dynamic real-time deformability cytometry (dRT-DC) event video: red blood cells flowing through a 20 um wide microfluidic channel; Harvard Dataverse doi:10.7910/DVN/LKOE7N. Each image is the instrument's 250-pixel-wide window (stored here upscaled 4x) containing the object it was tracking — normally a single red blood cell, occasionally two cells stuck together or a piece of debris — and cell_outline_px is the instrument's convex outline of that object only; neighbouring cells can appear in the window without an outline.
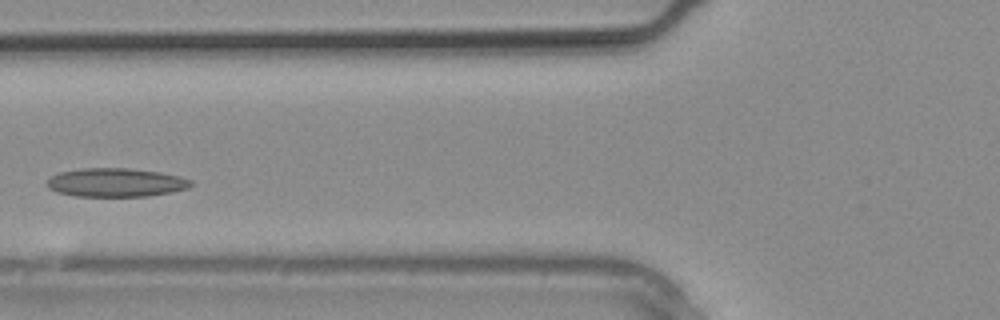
{"species": "common noctule bat (a hibernating species)", "species_latin": "Nyctalus noctula", "temperature_condition": "warm", "stored_images_in_passage": 8, "camera_frame_rate_fps": 3000, "um_per_image_px": 0.085, "animal": {"sex": "male", "body_mass_g": 20.4}, "frame": {"image": 1, "passage_image": 7, "time_ms": 2.0, "image_size_px": [1000, 320], "cell_outline_px": [[192, 184], [188, 188], [172, 192], [148, 196], [72, 196], [56, 192], [48, 188], [44, 184], [52, 176], [60, 172], [84, 168], [128, 168], [160, 172], [180, 176], [192, 180]], "centroid_in_image_um": [9.84, 15.52], "position_along_channel_um": 116.0, "area_um2": 24.16}}